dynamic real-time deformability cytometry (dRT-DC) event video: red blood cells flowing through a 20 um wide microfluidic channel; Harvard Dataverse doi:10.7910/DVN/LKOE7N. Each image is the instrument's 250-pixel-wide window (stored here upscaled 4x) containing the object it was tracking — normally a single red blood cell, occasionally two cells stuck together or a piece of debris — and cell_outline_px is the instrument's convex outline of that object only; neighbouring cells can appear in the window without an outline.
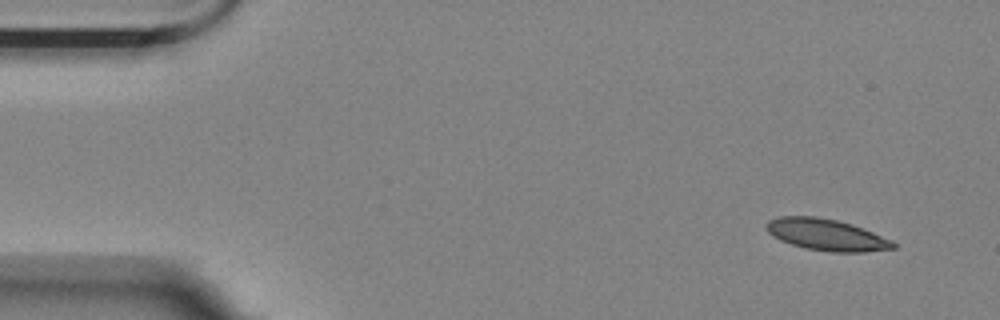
{"species": "Egyptian fruit bat (a non-hibernating species)", "species_latin": "Rousettus aegyptiacus", "temperature_condition": "room temperature", "stored_images_in_passage": 9, "camera_frame_rate_fps": 3000, "um_per_image_px": 0.085, "animal": {"sex": "female"}, "frame": {"image": 1, "passage_image": 1, "time_ms": 0.0, "image_size_px": [1000, 320], "cell_outline_px": [[896, 248], [864, 252], [832, 252], [804, 248], [780, 240], [772, 236], [768, 232], [764, 224], [768, 220], [780, 216], [816, 216], [836, 220], [852, 224], [892, 240], [896, 244]], "centroid_in_image_um": [70.22, 19.95], "position_along_channel_um": 14.8, "area_um2": 23.35}}
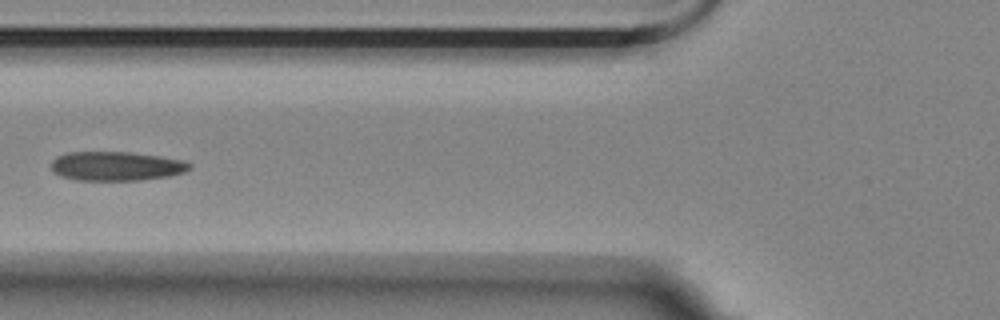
{"frame": {"image": 2, "passage_image": 6, "time_ms": 1.667, "image_size_px": [1000, 320], "cell_outline_px": [[192, 168], [184, 172], [168, 176], [140, 180], [76, 180], [60, 176], [52, 172], [52, 160], [56, 156], [68, 152], [132, 152], [160, 156], [184, 160], [192, 164]], "centroid_in_image_um": [9.88, 14.11], "position_along_channel_um": 115.9, "area_um2": 23.7}}
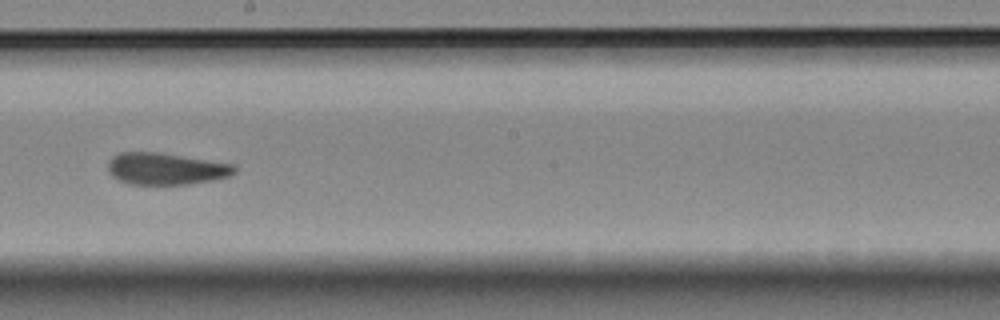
{"frame": {"image": 3, "passage_image": 9, "time_ms": 2.667, "image_size_px": [1000, 320], "cell_outline_px": [[236, 172], [228, 176], [212, 180], [188, 184], [128, 184], [112, 176], [108, 172], [108, 160], [112, 156], [120, 152], [156, 152], [236, 164]], "centroid_in_image_um": [14.08, 14.34], "position_along_channel_um": 234.1, "area_um2": 23.47}}